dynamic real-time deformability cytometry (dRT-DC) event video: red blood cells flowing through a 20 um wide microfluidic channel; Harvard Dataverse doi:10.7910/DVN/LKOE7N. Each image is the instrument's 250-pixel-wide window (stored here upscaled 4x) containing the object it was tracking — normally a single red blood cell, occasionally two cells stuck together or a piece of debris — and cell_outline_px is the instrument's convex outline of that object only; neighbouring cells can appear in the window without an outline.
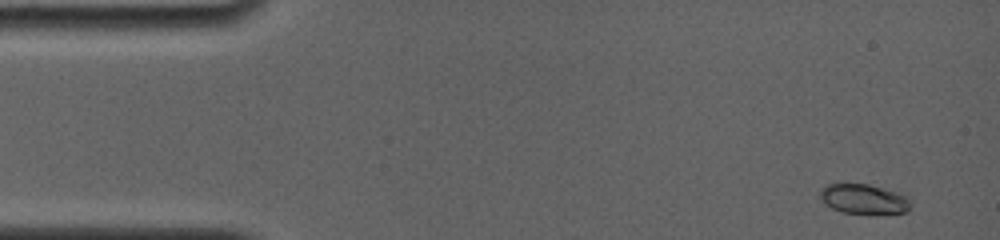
{"species": "common noctule bat (a hibernating species)", "species_latin": "Nyctalus noctula", "temperature_condition": "room temperature", "stored_images_in_passage": 45, "camera_frame_rate_fps": 4000, "um_per_image_px": 0.085, "animal": {"sex": "female", "body_mass_g": 19.0, "forearm_length_mm": 56.7}, "frame": {"image": 1, "passage_image": 1, "time_ms": 0.0, "image_size_px": [1000, 240], "cell_outline_px": [[912, 208], [908, 212], [872, 216], [844, 212], [832, 208], [824, 204], [816, 196], [820, 188], [828, 184], [868, 184], [896, 192], [904, 196], [912, 204]], "centroid_in_image_um": [73.39, 16.96], "position_along_channel_um": 11.6, "area_um2": 16.42}}
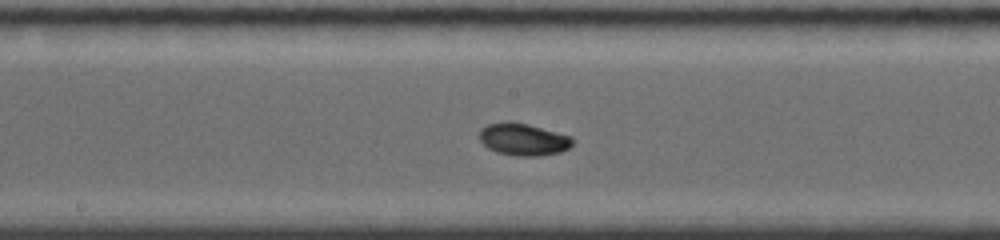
{"frame": {"image": 2, "passage_image": 22, "time_ms": 7.75, "image_size_px": [1000, 240], "cell_outline_px": [[572, 144], [568, 148], [560, 152], [540, 156], [516, 156], [496, 152], [488, 148], [480, 140], [480, 128], [488, 124], [508, 120], [528, 124], [572, 136]], "centroid_in_image_um": [44.46, 11.84], "position_along_channel_um": 203.7, "area_um2": 17.57}}
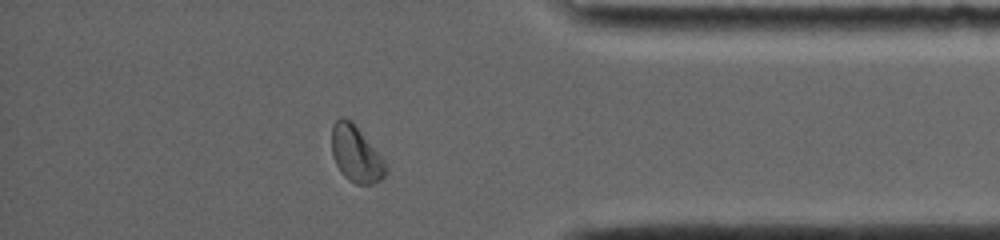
{"frame": {"image": 3, "passage_image": 39, "time_ms": 13.25, "image_size_px": [1000, 240], "cell_outline_px": [[384, 176], [380, 180], [372, 184], [356, 184], [348, 180], [340, 172], [332, 156], [332, 124], [340, 116], [344, 116], [360, 132], [380, 156], [384, 164]], "centroid_in_image_um": [30.18, 13.11], "position_along_channel_um": 405.0, "area_um2": 17.05}, "authors_computed_cell_mechanics": {"area_um2": 16.473, "velocity_mm_per_s": 3.8478, "shape_relaxation_time_tau1_ms": 3.0385, "shape_relaxation_time_tau2_ms": 1.7345, "deformation_change_tau1": 0.1454, "deformation_change_tau2": 0.0383}}